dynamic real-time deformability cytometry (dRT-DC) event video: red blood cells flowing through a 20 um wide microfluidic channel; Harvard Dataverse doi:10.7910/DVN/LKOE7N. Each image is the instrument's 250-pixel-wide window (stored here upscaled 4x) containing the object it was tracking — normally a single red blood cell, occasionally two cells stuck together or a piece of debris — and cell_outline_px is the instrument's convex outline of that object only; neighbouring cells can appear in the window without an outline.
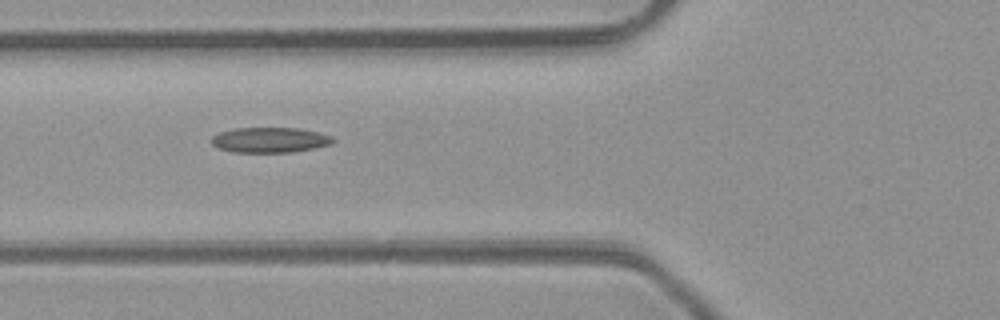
{"species": "common noctule bat (a hibernating species)", "species_latin": "Nyctalus noctula", "temperature_condition": "room temperature", "stored_images_in_passage": 3, "camera_frame_rate_fps": 3000, "um_per_image_px": 0.085, "animal": {"sex": "male", "body_mass_g": 23.1, "forearm_length_mm": 52.7}, "frame": {"image": 1, "passage_image": 2, "time_ms": 1.0, "image_size_px": [1000, 320], "cell_outline_px": [[336, 140], [332, 144], [292, 152], [236, 152], [220, 148], [212, 144], [212, 136], [220, 132], [236, 128], [300, 128], [320, 132], [332, 136]], "centroid_in_image_um": [22.99, 11.89], "position_along_channel_um": 102.8, "area_um2": 17.8}}
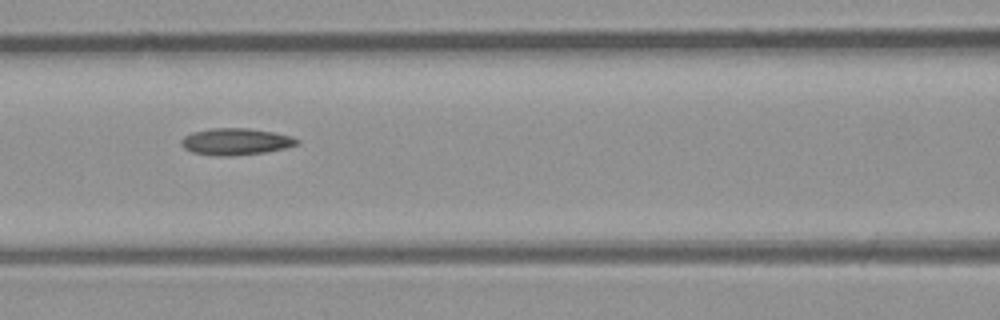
{"frame": {"image": 2, "passage_image": 3, "time_ms": 2.0, "image_size_px": [1000, 320], "cell_outline_px": [[300, 144], [284, 148], [264, 152], [228, 156], [216, 156], [192, 152], [184, 148], [180, 144], [180, 140], [184, 136], [192, 132], [212, 128], [248, 128], [272, 132], [292, 136], [300, 140]], "centroid_in_image_um": [20.02, 12.03], "position_along_channel_um": 146.6, "area_um2": 18.03}}